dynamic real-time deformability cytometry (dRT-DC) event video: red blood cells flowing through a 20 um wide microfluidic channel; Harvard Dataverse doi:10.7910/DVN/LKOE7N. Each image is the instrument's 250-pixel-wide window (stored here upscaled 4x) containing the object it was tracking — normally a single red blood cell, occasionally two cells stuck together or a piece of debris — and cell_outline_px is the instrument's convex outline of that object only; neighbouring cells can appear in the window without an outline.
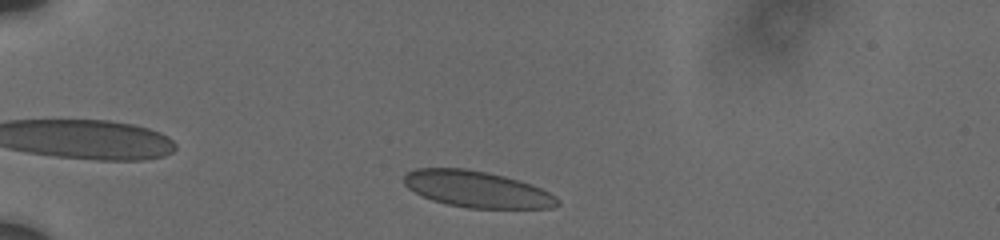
{"species": "human", "species_latin": "Homo sapiens", "temperature_condition": "cold", "stored_images_in_passage": 6, "camera_frame_rate_fps": 3000, "um_per_image_px": 0.085, "donor": {"sex": "male"}, "frame": {"image": 1, "passage_image": 2, "time_ms": 0.333, "image_size_px": [1000, 240], "cell_outline_px": [[560, 204], [552, 208], [468, 208], [448, 204], [432, 200], [408, 188], [404, 184], [404, 176], [408, 172], [416, 168], [464, 168], [504, 176], [532, 184], [556, 196], [560, 200]], "centroid_in_image_um": [40.56, 16.09], "position_along_channel_um": 44.4, "area_um2": 32.37}}
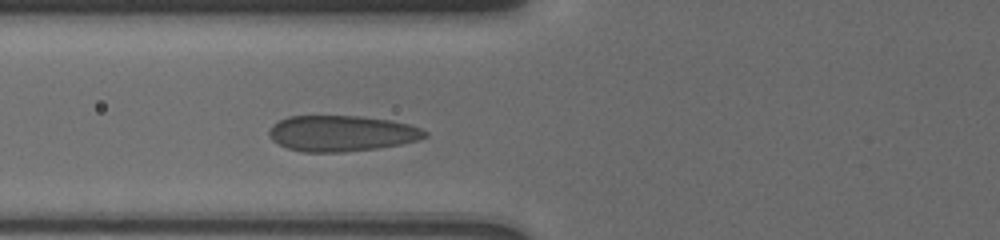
{"frame": {"image": 2, "passage_image": 6, "time_ms": 3.0, "image_size_px": [1000, 240], "cell_outline_px": [[428, 136], [416, 140], [400, 144], [376, 148], [344, 152], [304, 152], [288, 148], [272, 140], [268, 132], [272, 124], [288, 116], [360, 116], [388, 120], [408, 124], [420, 128], [428, 132]], "centroid_in_image_um": [29.02, 11.33], "position_along_channel_um": 96.8, "area_um2": 32.37}}